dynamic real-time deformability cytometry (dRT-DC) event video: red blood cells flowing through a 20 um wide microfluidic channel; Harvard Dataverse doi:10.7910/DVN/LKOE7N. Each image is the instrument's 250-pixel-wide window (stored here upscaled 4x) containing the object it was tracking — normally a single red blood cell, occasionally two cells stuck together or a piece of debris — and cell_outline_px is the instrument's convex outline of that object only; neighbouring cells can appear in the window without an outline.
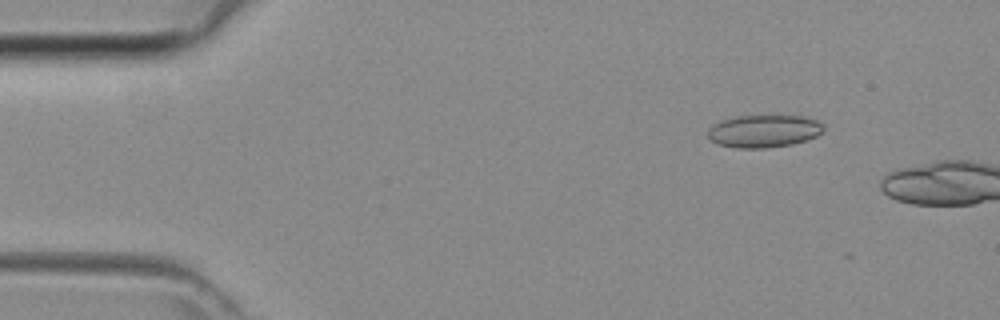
{"species": "common noctule bat (a hibernating species)", "species_latin": "Nyctalus noctula", "temperature_condition": "room temperature", "stored_images_in_passage": 4, "camera_frame_rate_fps": 3000, "um_per_image_px": 0.085, "animal": {"sex": "female", "body_mass_g": 29.2, "forearm_length_mm": 56.3}, "frame": {"image": 1, "passage_image": 2, "time_ms": 0.333, "image_size_px": [1000, 320], "cell_outline_px": [[824, 128], [816, 136], [792, 144], [764, 148], [736, 148], [716, 144], [708, 136], [708, 128], [712, 124], [720, 120], [736, 116], [804, 116], [816, 120]], "centroid_in_image_um": [64.86, 11.14], "position_along_channel_um": 20.1, "area_um2": 21.85}}